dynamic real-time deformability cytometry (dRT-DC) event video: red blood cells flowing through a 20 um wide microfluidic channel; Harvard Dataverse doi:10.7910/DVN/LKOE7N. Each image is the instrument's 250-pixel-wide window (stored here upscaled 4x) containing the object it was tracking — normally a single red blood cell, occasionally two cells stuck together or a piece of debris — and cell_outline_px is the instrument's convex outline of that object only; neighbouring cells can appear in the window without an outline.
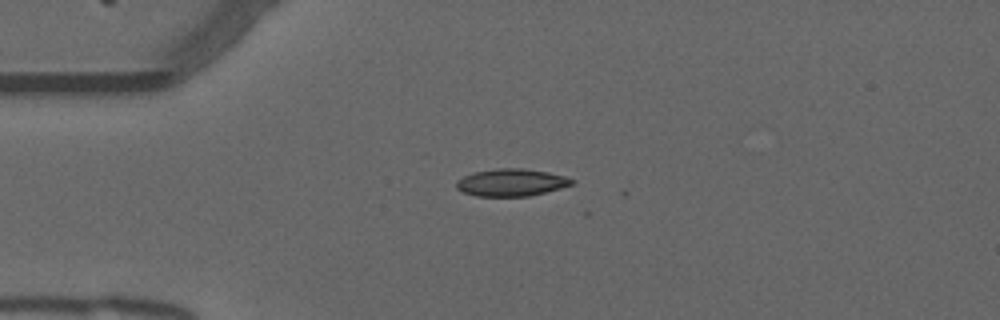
{"species": "common noctule bat (a hibernating species)", "species_latin": "Nyctalus noctula", "temperature_condition": "warm", "stored_images_in_passage": 4, "camera_frame_rate_fps": 3000, "um_per_image_px": 0.085, "animal": {"sex": "male", "forearm_length_mm": 52.5}, "frame": {"image": 1, "passage_image": 1, "time_ms": 0.0, "image_size_px": [1000, 320], "cell_outline_px": [[576, 180], [572, 184], [560, 188], [528, 196], [476, 196], [464, 192], [456, 188], [456, 180], [464, 176], [476, 172], [500, 168], [524, 168], [548, 172], [564, 176]], "centroid_in_image_um": [43.46, 15.51], "position_along_channel_um": 41.5, "area_um2": 18.21}}